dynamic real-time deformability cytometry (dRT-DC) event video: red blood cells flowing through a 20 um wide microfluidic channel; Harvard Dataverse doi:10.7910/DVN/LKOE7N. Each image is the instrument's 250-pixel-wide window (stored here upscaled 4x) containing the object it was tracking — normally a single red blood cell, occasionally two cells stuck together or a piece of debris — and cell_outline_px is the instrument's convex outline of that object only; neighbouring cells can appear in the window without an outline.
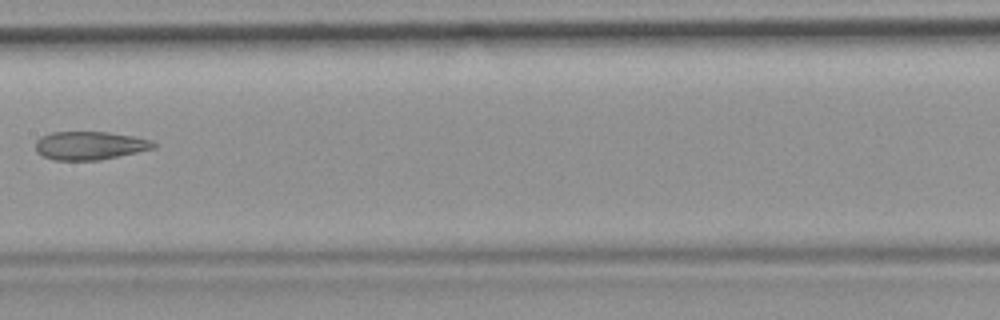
{"species": "common noctule bat (a hibernating species)", "species_latin": "Nyctalus noctula", "temperature_condition": "room temperature", "stored_images_in_passage": 9, "camera_frame_rate_fps": 3000, "um_per_image_px": 0.085, "animal": {"sex": "female", "body_mass_g": 19.9}, "frame": {"image": 1, "passage_image": 7, "time_ms": 8.0, "image_size_px": [1000, 320], "cell_outline_px": [[156, 148], [100, 160], [52, 160], [36, 152], [36, 140], [40, 136], [52, 132], [108, 132], [132, 136], [152, 140], [156, 144]], "centroid_in_image_um": [7.62, 12.37], "position_along_channel_um": 199.8, "area_um2": 19.54}}